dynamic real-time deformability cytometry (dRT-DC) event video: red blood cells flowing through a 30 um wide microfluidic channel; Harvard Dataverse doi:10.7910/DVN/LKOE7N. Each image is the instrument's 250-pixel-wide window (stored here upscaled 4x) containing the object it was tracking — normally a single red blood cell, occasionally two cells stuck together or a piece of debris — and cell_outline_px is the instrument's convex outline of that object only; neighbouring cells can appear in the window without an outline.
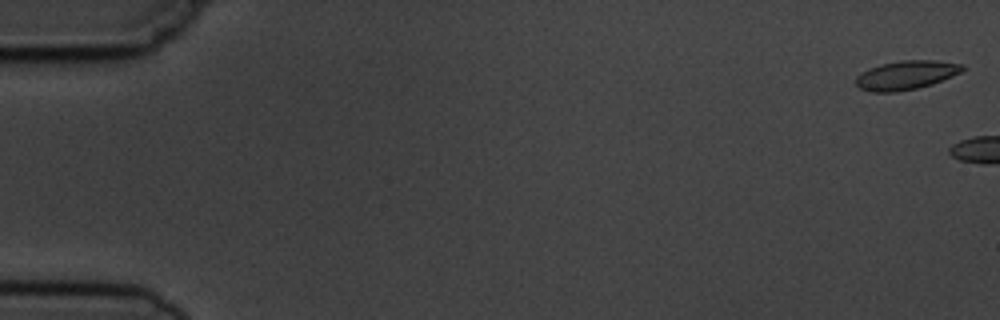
{"species": "common noctule bat (a hibernating species)", "species_latin": "Nyctalus noctula", "temperature_condition": "cold", "stored_images_in_passage": 2, "camera_frame_rate_fps": 3000, "um_per_image_px": 0.085, "animal": {"sex": "male", "body_mass_g": 19.5, "forearm_length_mm": 54.6}, "frame": {"image": 1, "passage_image": 1, "time_ms": 0.0, "image_size_px": [1000, 320], "cell_outline_px": [[964, 68], [960, 72], [952, 76], [932, 84], [916, 88], [896, 92], [868, 92], [860, 88], [856, 84], [856, 76], [860, 72], [868, 68], [880, 64], [900, 60], [936, 60], [964, 64]], "centroid_in_image_um": [76.98, 6.38], "position_along_channel_um": 8.0, "area_um2": 18.09}}